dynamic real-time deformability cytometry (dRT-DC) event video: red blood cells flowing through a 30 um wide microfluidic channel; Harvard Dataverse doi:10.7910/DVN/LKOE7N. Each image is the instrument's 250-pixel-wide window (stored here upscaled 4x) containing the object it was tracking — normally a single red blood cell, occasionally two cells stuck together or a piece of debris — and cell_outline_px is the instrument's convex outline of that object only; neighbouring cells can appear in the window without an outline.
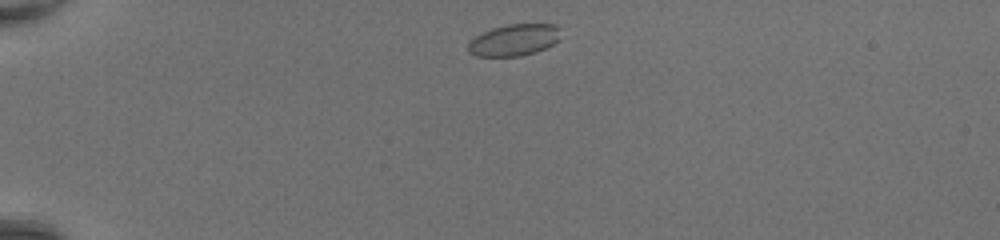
{"species": "common noctule bat (a hibernating species)", "species_latin": "Nyctalus noctula", "temperature_condition": "room temperature", "stored_images_in_passage": 38, "camera_frame_rate_fps": 3000, "um_per_image_px": 0.085, "animal": {"sex": "female", "body_mass_g": 20.0, "forearm_length_mm": 54.0}, "frame": {"image": 1, "passage_image": 2, "time_ms": 0.333, "image_size_px": [1000, 240], "cell_outline_px": [[560, 40], [536, 52], [520, 56], [476, 56], [468, 52], [468, 44], [476, 36], [492, 28], [508, 24], [556, 24], [560, 28]], "centroid_in_image_um": [43.73, 3.4], "position_along_channel_um": 41.3, "area_um2": 17.05}}
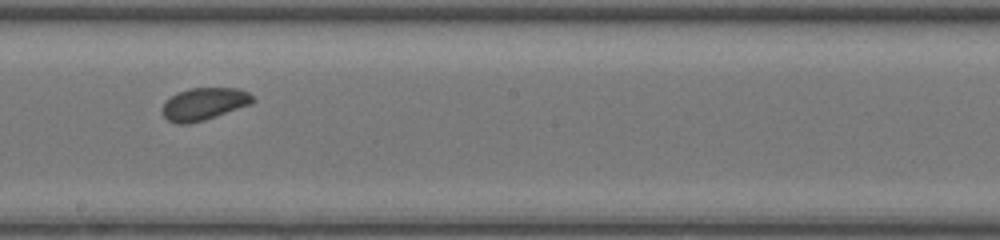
{"frame": {"image": 2, "passage_image": 19, "time_ms": 6.0, "image_size_px": [1000, 240], "cell_outline_px": [[256, 100], [252, 104], [204, 120], [188, 124], [176, 124], [168, 120], [160, 112], [164, 100], [176, 92], [188, 88], [240, 88], [248, 92]], "centroid_in_image_um": [17.31, 8.83], "position_along_channel_um": 230.9, "area_um2": 17.4}}
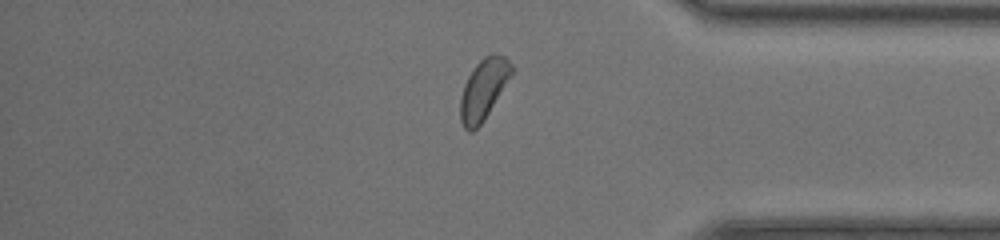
{"frame": {"image": 3, "passage_image": 31, "time_ms": 10.0, "image_size_px": [1000, 240], "cell_outline_px": [[512, 72], [484, 120], [472, 132], [468, 132], [464, 128], [460, 120], [460, 96], [464, 84], [468, 76], [476, 64], [484, 56], [492, 52], [496, 52], [504, 56], [512, 64]], "centroid_in_image_um": [41.06, 7.57], "position_along_channel_um": 394.1, "area_um2": 17.86}, "authors_computed_cell_mechanics": {"area_um2": 17.8602, "velocity_mm_per_s": 4.3672, "shape_relaxation_time_tau1_ms": 1.7152, "shape_relaxation_time_tau2_ms": 2.6709, "deformation_change_tau1": 0.0487, "deformation_change_tau2": 0.0767}}